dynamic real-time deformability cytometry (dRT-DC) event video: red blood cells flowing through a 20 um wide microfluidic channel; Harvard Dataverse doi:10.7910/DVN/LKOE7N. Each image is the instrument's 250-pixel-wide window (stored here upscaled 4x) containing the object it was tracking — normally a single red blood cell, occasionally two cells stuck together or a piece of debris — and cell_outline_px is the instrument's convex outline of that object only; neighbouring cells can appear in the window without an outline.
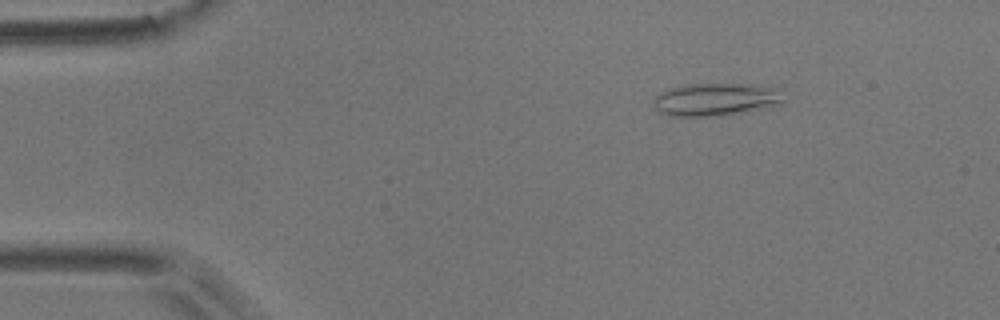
{"species": "common noctule bat (a hibernating species)", "species_latin": "Nyctalus noctula", "temperature_condition": "room temperature", "stored_images_in_passage": 49, "camera_frame_rate_fps": 3000, "um_per_image_px": 0.085, "animal": {"sex": "male", "body_mass_g": 17.9}, "frame": {"image": 1, "passage_image": 5, "time_ms": 1.333, "image_size_px": [1000, 320], "cell_outline_px": [[788, 100], [784, 104], [772, 108], [720, 116], [668, 116], [652, 108], [652, 100], [660, 92], [672, 88], [688, 84], [752, 84], [784, 88]], "centroid_in_image_um": [61.0, 8.46], "position_along_channel_um": 24.0, "area_um2": 26.01}}
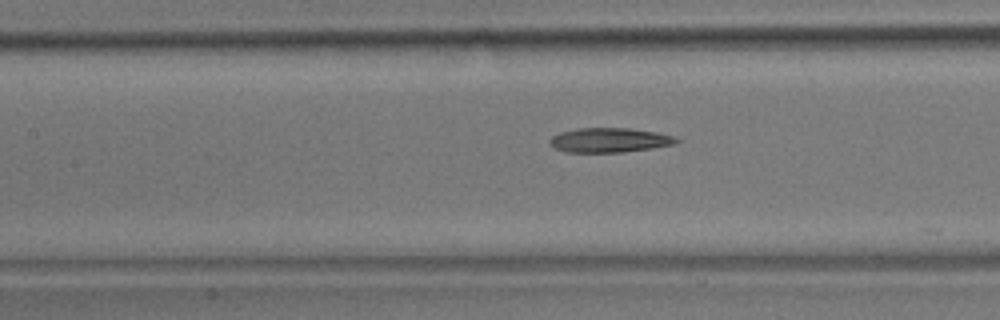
{"frame": {"image": 2, "passage_image": 21, "time_ms": 6.667, "image_size_px": [1000, 320], "cell_outline_px": [[680, 140], [676, 144], [652, 148], [624, 152], [564, 152], [548, 144], [548, 140], [552, 136], [560, 132], [580, 128], [628, 128], [656, 132], [672, 136]], "centroid_in_image_um": [51.78, 11.91], "position_along_channel_um": 155.6, "area_um2": 18.09}}
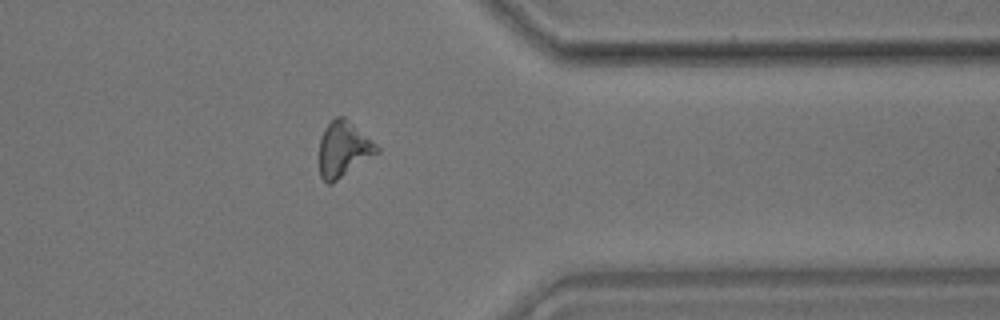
{"frame": {"image": 3, "passage_image": 40, "time_ms": 13.0, "image_size_px": [1000, 320], "cell_outline_px": [[380, 152], [332, 184], [328, 184], [320, 176], [320, 140], [324, 128], [336, 116], [344, 116], [376, 144], [380, 148]], "centroid_in_image_um": [29.2, 12.7], "position_along_channel_um": 382.2, "area_um2": 18.55}}